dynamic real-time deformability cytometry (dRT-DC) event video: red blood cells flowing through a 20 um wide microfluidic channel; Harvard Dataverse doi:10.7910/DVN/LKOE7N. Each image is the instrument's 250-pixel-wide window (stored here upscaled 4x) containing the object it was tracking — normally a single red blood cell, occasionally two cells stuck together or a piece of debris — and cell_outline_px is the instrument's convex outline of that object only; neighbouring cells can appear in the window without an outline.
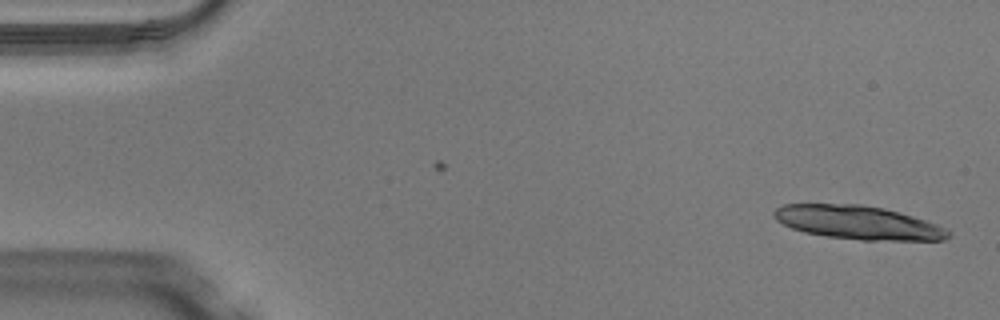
{"species": "Egyptian fruit bat (a non-hibernating species)", "species_latin": "Rousettus aegyptiacus", "temperature_condition": "warm", "stored_images_in_passage": 48, "segment_of_instrument_passage": [1, 2], "camera_frame_rate_fps": 3000, "um_per_image_px": 0.085, "animal": {"sex": "male"}, "frame": {"image": 1, "passage_image": 1, "time_ms": 0.0, "image_size_px": [1000, 320], "cell_outline_px": [[952, 236], [944, 240], [860, 240], [828, 236], [804, 232], [792, 228], [776, 220], [772, 216], [772, 212], [776, 208], [784, 204], [860, 204], [884, 208], [912, 216], [936, 224], [952, 232]], "centroid_in_image_um": [72.92, 18.91], "position_along_channel_um": 12.1, "area_um2": 34.04}}